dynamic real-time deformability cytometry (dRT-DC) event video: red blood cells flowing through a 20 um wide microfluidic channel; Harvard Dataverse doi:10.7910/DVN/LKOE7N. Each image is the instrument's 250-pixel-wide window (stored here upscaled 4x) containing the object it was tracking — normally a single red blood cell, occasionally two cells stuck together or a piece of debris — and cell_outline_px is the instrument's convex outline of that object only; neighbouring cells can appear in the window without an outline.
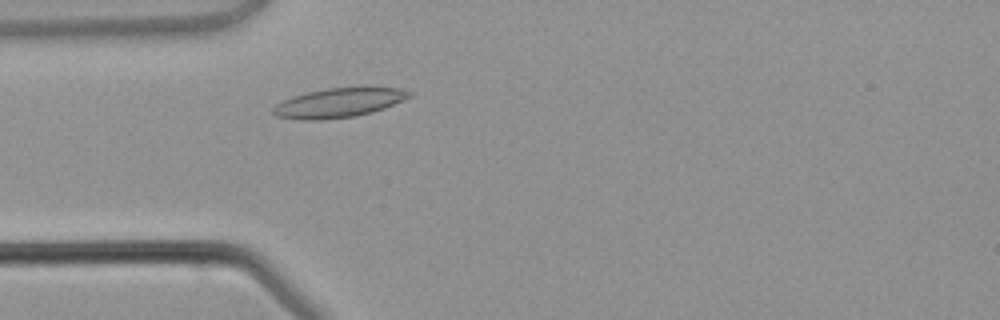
{"species": "common noctule bat (a hibernating species)", "species_latin": "Nyctalus noctula", "temperature_condition": "warm", "stored_images_in_passage": 2, "camera_frame_rate_fps": 3000, "um_per_image_px": 0.085, "animal": {"sex": "male", "body_mass_g": 21.5, "forearm_length_mm": 52.0}, "frame": {"image": 1, "passage_image": 2, "time_ms": 1.333, "image_size_px": [1000, 320], "cell_outline_px": [[412, 96], [404, 100], [384, 108], [372, 112], [356, 116], [320, 120], [300, 120], [276, 116], [272, 112], [272, 108], [276, 104], [292, 96], [308, 92], [328, 88], [364, 84], [400, 88], [412, 92]], "centroid_in_image_um": [28.87, 8.69], "position_along_channel_um": 56.1, "area_um2": 24.16}}